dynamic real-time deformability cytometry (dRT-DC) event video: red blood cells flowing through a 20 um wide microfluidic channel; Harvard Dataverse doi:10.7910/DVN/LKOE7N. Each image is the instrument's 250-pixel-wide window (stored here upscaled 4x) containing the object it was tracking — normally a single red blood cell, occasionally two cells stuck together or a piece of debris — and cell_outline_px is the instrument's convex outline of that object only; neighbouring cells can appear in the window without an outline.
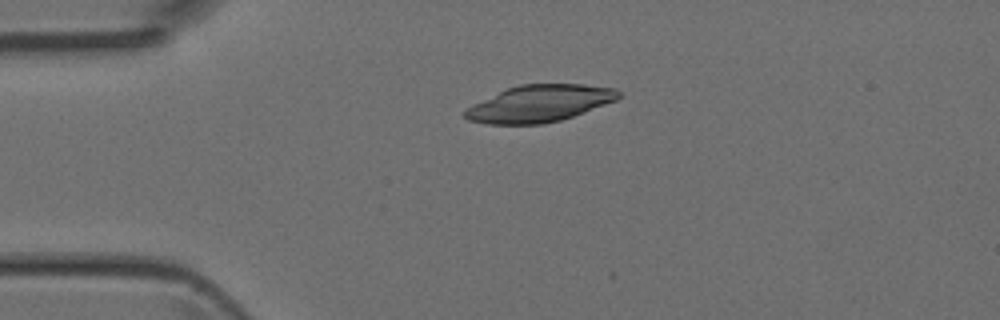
{"species": "Egyptian fruit bat (a non-hibernating species)", "species_latin": "Rousettus aegyptiacus", "temperature_condition": "room temperature", "stored_images_in_passage": 5, "camera_frame_rate_fps": 3000, "um_per_image_px": 0.085, "animal": {"sex": "female"}, "frame": {"image": 1, "passage_image": 3, "time_ms": 0.667, "image_size_px": [1000, 320], "cell_outline_px": [[620, 96], [616, 100], [572, 116], [560, 120], [544, 124], [488, 124], [468, 120], [464, 116], [464, 112], [468, 108], [508, 88], [520, 84], [584, 84], [616, 88], [620, 92]], "centroid_in_image_um": [45.9, 8.8], "position_along_channel_um": 39.1, "area_um2": 32.43}}
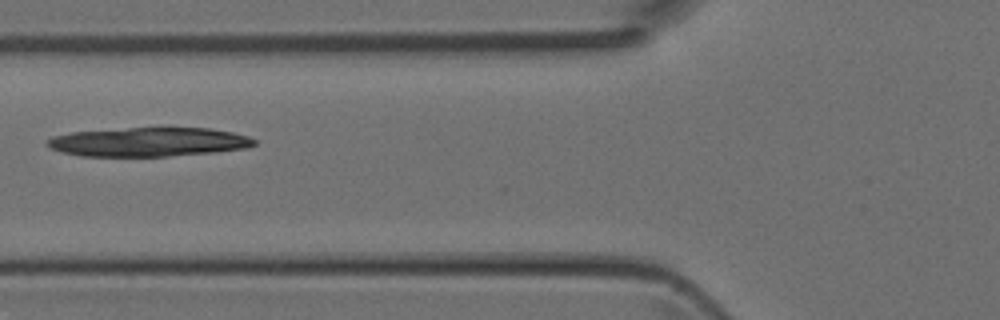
{"frame": {"image": 2, "passage_image": 5, "time_ms": 1.333, "image_size_px": [1000, 320], "cell_outline_px": [[256, 144], [244, 148], [212, 152], [168, 156], [80, 156], [60, 152], [48, 148], [44, 144], [44, 140], [52, 136], [72, 132], [128, 128], [208, 128], [232, 132], [248, 136], [256, 140]], "centroid_in_image_um": [12.54, 12.07], "position_along_channel_um": 113.3, "area_um2": 35.03}}